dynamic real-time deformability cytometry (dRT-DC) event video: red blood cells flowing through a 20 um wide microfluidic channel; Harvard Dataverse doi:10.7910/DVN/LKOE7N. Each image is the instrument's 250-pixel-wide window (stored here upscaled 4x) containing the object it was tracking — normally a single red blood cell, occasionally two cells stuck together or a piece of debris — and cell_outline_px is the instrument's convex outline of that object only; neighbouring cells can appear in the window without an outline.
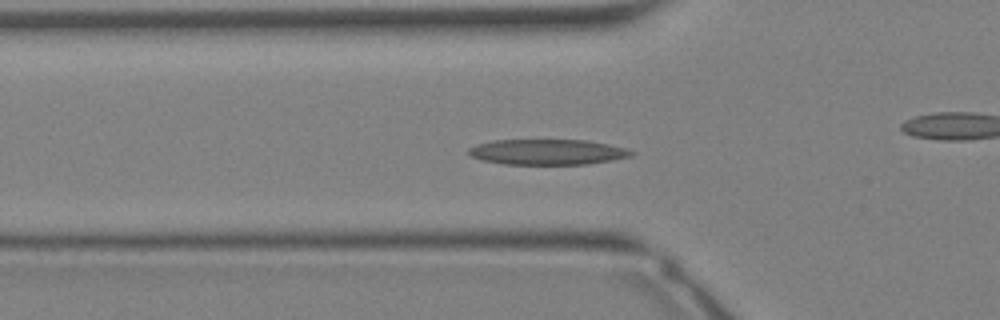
{"species": "Egyptian fruit bat (a non-hibernating species)", "species_latin": "Rousettus aegyptiacus", "temperature_condition": "warm", "stored_images_in_passage": 14, "camera_frame_rate_fps": 3000, "um_per_image_px": 0.085, "animal": {"sex": "female"}, "frame": {"image": 1, "passage_image": 12, "time_ms": 3.667, "image_size_px": [1000, 320], "cell_outline_px": [[636, 152], [632, 156], [612, 160], [588, 164], [504, 164], [480, 160], [472, 156], [468, 152], [468, 148], [476, 144], [492, 140], [588, 140], [628, 148]], "centroid_in_image_um": [46.55, 12.91], "position_along_channel_um": 79.2, "area_um2": 24.33}}